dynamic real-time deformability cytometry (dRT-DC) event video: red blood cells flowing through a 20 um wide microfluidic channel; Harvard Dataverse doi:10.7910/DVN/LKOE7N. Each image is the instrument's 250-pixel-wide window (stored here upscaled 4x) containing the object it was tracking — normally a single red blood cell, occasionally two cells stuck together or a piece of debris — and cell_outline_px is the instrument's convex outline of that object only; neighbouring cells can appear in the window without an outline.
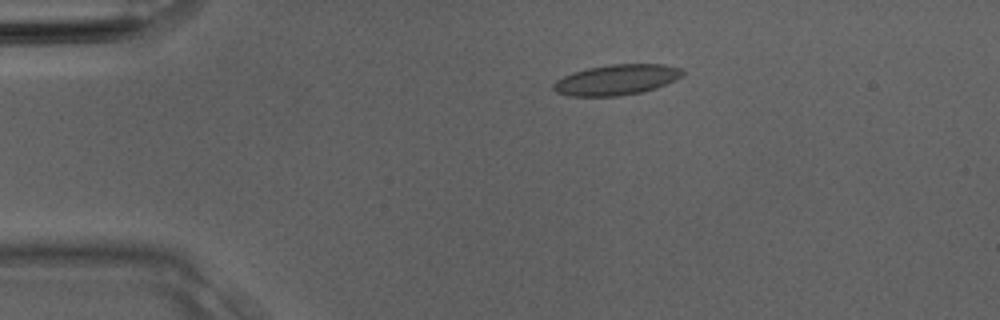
{"species": "Egyptian fruit bat (a non-hibernating species)", "species_latin": "Rousettus aegyptiacus", "temperature_condition": "room temperature", "stored_images_in_passage": 3, "camera_frame_rate_fps": 3000, "um_per_image_px": 0.085, "animal": {"sex": "male"}, "frame": {"image": 1, "passage_image": 3, "time_ms": 0.667, "image_size_px": [1000, 320], "cell_outline_px": [[684, 76], [676, 80], [656, 88], [644, 92], [616, 96], [568, 96], [556, 92], [552, 88], [552, 84], [556, 80], [572, 72], [588, 68], [608, 64], [664, 64], [680, 68], [684, 72]], "centroid_in_image_um": [52.41, 6.78], "position_along_channel_um": 32.6, "area_um2": 23.18}}